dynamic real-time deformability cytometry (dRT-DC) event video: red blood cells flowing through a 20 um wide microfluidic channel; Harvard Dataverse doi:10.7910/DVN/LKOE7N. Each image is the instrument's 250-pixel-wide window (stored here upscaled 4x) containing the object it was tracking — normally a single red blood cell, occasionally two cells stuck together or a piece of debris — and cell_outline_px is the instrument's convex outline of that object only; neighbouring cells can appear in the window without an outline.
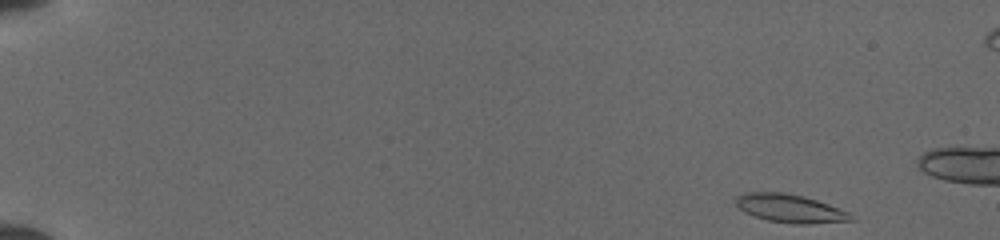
{"species": "common noctule bat (a hibernating species)", "species_latin": "Nyctalus noctula", "temperature_condition": "cold", "stored_images_in_passage": 47, "camera_frame_rate_fps": 3000, "um_per_image_px": 0.085, "animal": {"sex": "female", "body_mass_g": 19.5, "forearm_length_mm": 54.1}, "frame": {"image": 1, "passage_image": 2, "time_ms": 0.333, "image_size_px": [1000, 240], "cell_outline_px": [[856, 220], [812, 224], [792, 224], [768, 220], [744, 212], [736, 204], [736, 196], [744, 192], [784, 192], [804, 196], [828, 204], [848, 212]], "centroid_in_image_um": [67.15, 17.71], "position_along_channel_um": 17.8, "area_um2": 18.96}}
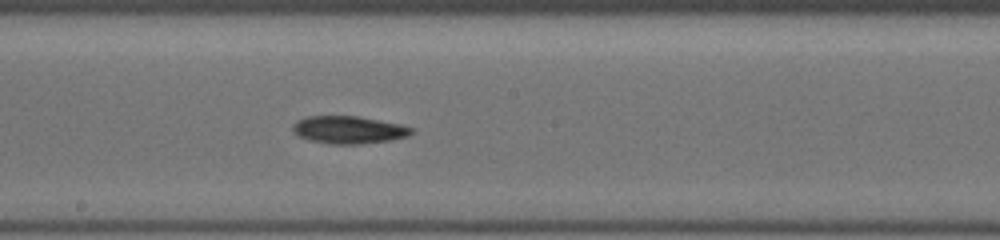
{"frame": {"image": 2, "passage_image": 27, "time_ms": 8.667, "image_size_px": [1000, 240], "cell_outline_px": [[416, 132], [408, 136], [392, 140], [364, 144], [328, 144], [308, 140], [292, 132], [292, 124], [296, 120], [304, 116], [356, 116], [400, 124], [416, 128]], "centroid_in_image_um": [29.65, 11.04], "position_along_channel_um": 218.6, "area_um2": 19.48}}
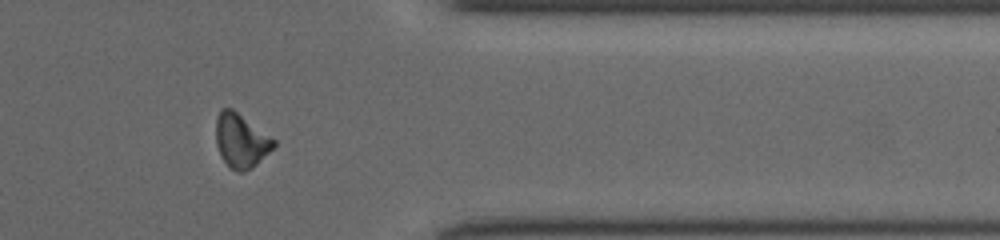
{"frame": {"image": 3, "passage_image": 40, "time_ms": 13.0, "image_size_px": [1000, 240], "cell_outline_px": [[276, 144], [252, 168], [244, 172], [236, 172], [228, 168], [220, 156], [216, 144], [216, 120], [220, 108], [232, 108], [276, 140]], "centroid_in_image_um": [20.45, 11.97], "position_along_channel_um": 390.9, "area_um2": 18.26}}